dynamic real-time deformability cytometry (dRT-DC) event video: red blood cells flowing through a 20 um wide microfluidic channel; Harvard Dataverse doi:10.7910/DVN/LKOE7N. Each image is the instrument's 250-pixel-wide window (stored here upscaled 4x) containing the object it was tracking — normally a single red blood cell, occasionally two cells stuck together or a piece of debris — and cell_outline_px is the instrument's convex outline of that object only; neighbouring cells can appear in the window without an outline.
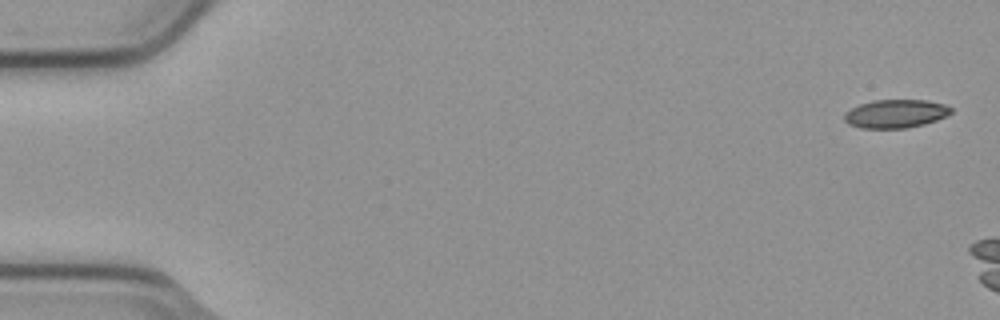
{"species": "common noctule bat (a hibernating species)", "species_latin": "Nyctalus noctula", "temperature_condition": "cold", "stored_images_in_passage": 3, "camera_frame_rate_fps": 3000, "um_per_image_px": 0.085, "animal": {"sex": "male", "body_mass_g": 23.1, "forearm_length_mm": 52.7}, "frame": {"image": 1, "passage_image": 1, "time_ms": 0.0, "image_size_px": [1000, 320], "cell_outline_px": [[952, 112], [948, 116], [924, 124], [908, 128], [860, 128], [848, 124], [844, 120], [844, 112], [860, 104], [872, 100], [928, 100], [944, 104], [952, 108]], "centroid_in_image_um": [76.13, 9.66], "position_along_channel_um": 8.9, "area_um2": 17.8}}